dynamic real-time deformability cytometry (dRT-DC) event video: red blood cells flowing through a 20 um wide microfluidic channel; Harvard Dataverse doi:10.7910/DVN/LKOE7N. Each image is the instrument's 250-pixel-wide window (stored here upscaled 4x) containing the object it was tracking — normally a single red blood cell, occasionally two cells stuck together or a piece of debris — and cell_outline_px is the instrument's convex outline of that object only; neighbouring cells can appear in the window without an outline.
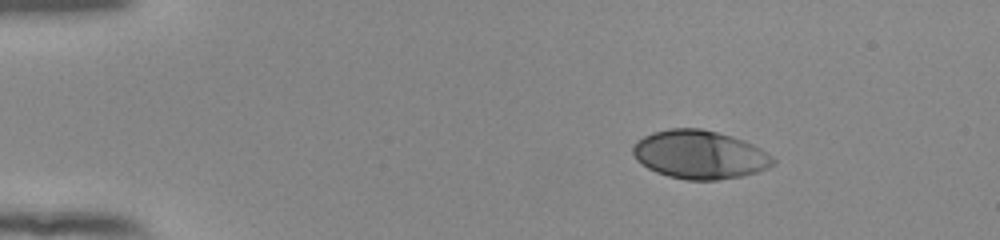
{"species": "human", "species_latin": "Homo sapiens", "temperature_condition": "room temperature", "stored_images_in_passage": 46, "camera_frame_rate_fps": 3000, "um_per_image_px": 0.085, "donor": {"sex": "female"}, "frame": {"image": 1, "passage_image": 1, "time_ms": 0.0, "image_size_px": [1000, 240], "cell_outline_px": [[776, 164], [768, 168], [756, 172], [740, 176], [716, 180], [688, 180], [668, 176], [656, 172], [648, 168], [636, 160], [632, 152], [632, 148], [644, 136], [652, 132], [668, 128], [700, 128], [732, 136], [752, 144], [760, 148], [772, 156], [776, 160]], "centroid_in_image_um": [59.48, 13.14], "position_along_channel_um": 25.5, "area_um2": 39.48}}
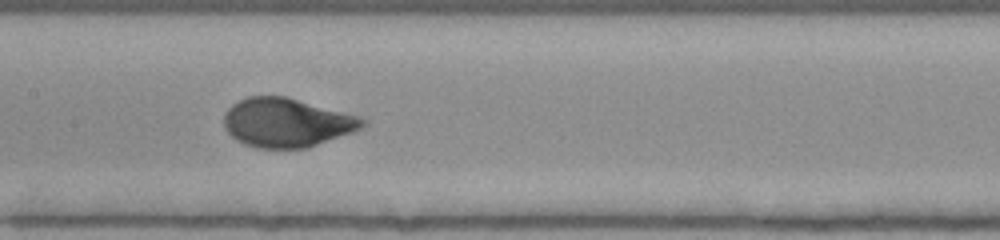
{"frame": {"image": 2, "passage_image": 20, "time_ms": 6.333, "image_size_px": [1000, 240], "cell_outline_px": [[368, 124], [364, 128], [308, 148], [256, 148], [244, 144], [236, 140], [224, 128], [224, 112], [232, 104], [248, 96], [284, 96], [360, 116], [368, 120]], "centroid_in_image_um": [24.39, 10.43], "position_along_channel_um": 183.0, "area_um2": 39.77}}
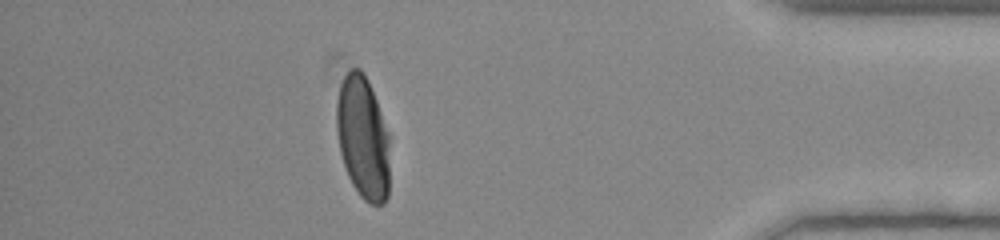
{"frame": {"image": 3, "passage_image": 40, "time_ms": 13.0, "image_size_px": [1000, 240], "cell_outline_px": [[388, 196], [384, 204], [368, 204], [360, 196], [352, 184], [348, 176], [340, 152], [336, 128], [336, 100], [340, 84], [344, 76], [352, 68], [360, 68], [364, 72], [368, 80], [376, 100], [388, 132]], "centroid_in_image_um": [30.83, 11.69], "position_along_channel_um": 404.4, "area_um2": 38.09}, "authors_computed_cell_mechanics": {"area_um2": 39.304, "velocity_mm_per_s": 3.8771, "shape_relaxation_time_tau1_ms": 3.3516, "shape_relaxation_time_tau2_ms": null, "deformation_change_tau1": 0.2053, "deformation_change_tau2": null}}